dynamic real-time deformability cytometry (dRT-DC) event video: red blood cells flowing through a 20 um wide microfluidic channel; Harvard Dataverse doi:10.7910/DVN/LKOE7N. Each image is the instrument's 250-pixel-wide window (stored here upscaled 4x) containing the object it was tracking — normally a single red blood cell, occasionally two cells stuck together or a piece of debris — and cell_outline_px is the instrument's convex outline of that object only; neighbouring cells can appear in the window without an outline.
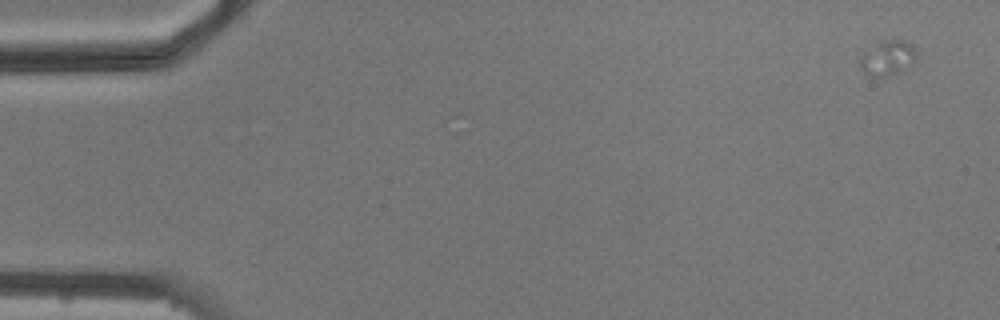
{"species": "common noctule bat (a hibernating species)", "species_latin": "Nyctalus noctula", "temperature_condition": "cold", "stored_images_in_passage": 4, "camera_frame_rate_fps": 3000, "um_per_image_px": 0.085, "animal": {"sex": "male", "body_mass_g": 20.5, "forearm_length_mm": 52.5}, "frame": {"image": 1, "passage_image": 1, "time_ms": 0.0, "image_size_px": [1000, 320], "cell_outline_px": [[916, 60], [896, 72], [884, 76], [872, 76], [864, 72], [860, 68], [860, 56], [864, 52], [884, 40], [908, 40], [916, 48]], "centroid_in_image_um": [75.46, 4.89], "position_along_channel_um": 9.5, "area_um2": 11.16}}